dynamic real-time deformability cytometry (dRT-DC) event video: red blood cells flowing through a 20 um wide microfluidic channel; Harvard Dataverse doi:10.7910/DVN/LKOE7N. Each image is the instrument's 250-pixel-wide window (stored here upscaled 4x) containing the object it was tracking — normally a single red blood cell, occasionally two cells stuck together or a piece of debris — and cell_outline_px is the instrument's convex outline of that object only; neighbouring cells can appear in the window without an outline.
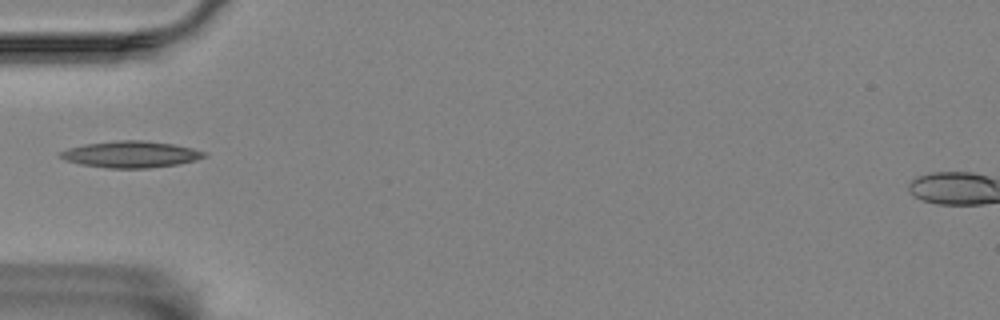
{"species": "Egyptian fruit bat (a non-hibernating species)", "species_latin": "Rousettus aegyptiacus", "temperature_condition": "room temperature", "stored_images_in_passage": 40, "camera_frame_rate_fps": 3000, "um_per_image_px": 0.085, "animal": {"sex": "female"}, "frame": {"image": 1, "passage_image": 1, "time_ms": 0.0, "image_size_px": [1000, 320], "cell_outline_px": [[208, 156], [196, 160], [176, 164], [148, 168], [108, 168], [80, 164], [68, 160], [60, 156], [60, 152], [68, 148], [84, 144], [116, 140], [144, 140], [172, 144], [192, 148], [204, 152]], "centroid_in_image_um": [11.13, 13.11], "position_along_channel_um": 73.9, "area_um2": 22.02}}
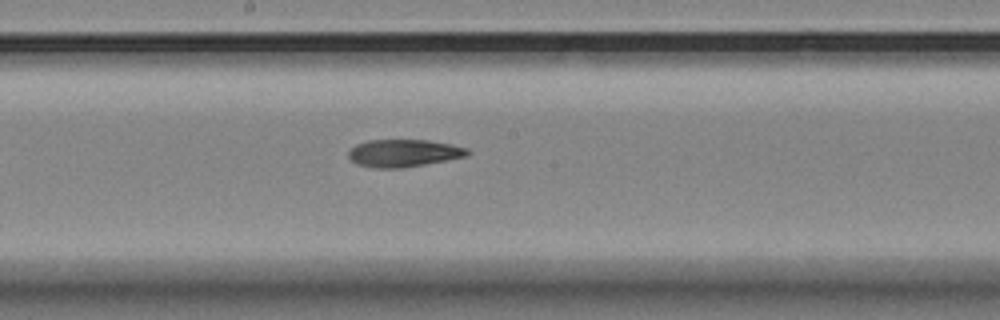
{"frame": {"image": 2, "passage_image": 13, "time_ms": 4.0, "image_size_px": [1000, 320], "cell_outline_px": [[472, 152], [468, 156], [404, 168], [372, 168], [356, 164], [348, 156], [348, 152], [356, 144], [368, 140], [428, 140], [452, 144], [468, 148]], "centroid_in_image_um": [34.34, 13.02], "position_along_channel_um": 213.9, "area_um2": 19.25}}
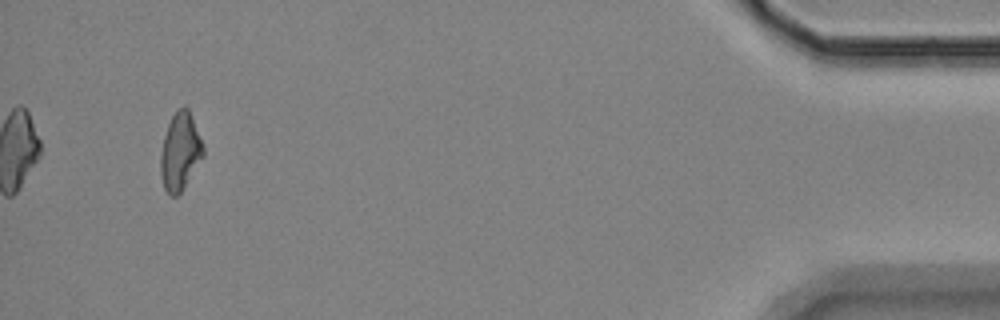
{"frame": {"image": 3, "passage_image": 37, "time_ms": 12.0, "image_size_px": [1000, 320], "cell_outline_px": [[204, 156], [180, 192], [176, 196], [172, 196], [164, 188], [160, 172], [160, 156], [164, 136], [168, 124], [172, 116], [184, 104], [188, 108], [204, 148]], "centroid_in_image_um": [15.3, 12.88], "position_along_channel_um": 419.9, "area_um2": 18.9}}